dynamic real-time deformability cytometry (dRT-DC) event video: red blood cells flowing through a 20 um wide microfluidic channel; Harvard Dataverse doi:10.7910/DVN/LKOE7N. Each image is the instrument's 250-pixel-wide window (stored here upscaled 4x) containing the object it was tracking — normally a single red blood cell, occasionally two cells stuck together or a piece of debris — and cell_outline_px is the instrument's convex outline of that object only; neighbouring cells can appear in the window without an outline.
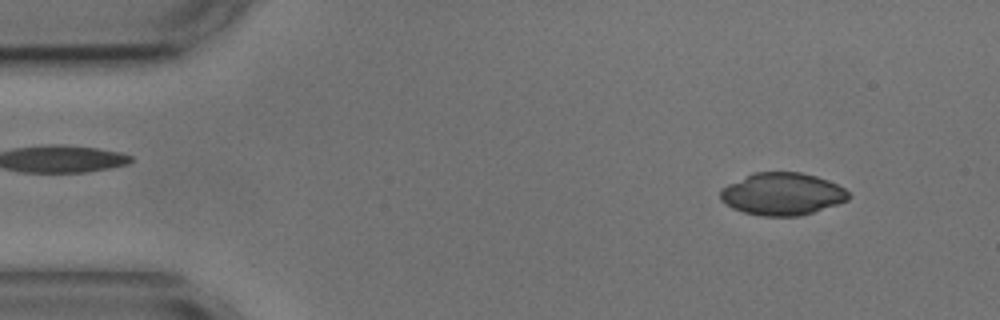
{"species": "common noctule bat (a hibernating species)", "species_latin": "Nyctalus noctula", "temperature_condition": "cold", "stored_images_in_passage": 54, "camera_frame_rate_fps": 3000, "um_per_image_px": 0.085, "animal": {"sex": "male", "body_mass_g": 17.9, "forearm_length_mm": 54.2}, "frame": {"image": 1, "passage_image": 5, "time_ms": 1.333, "image_size_px": [1000, 320], "cell_outline_px": [[852, 196], [848, 200], [800, 216], [760, 216], [744, 212], [732, 208], [720, 200], [720, 188], [752, 172], [800, 172], [816, 176], [828, 180], [844, 188]], "centroid_in_image_um": [66.46, 16.48], "position_along_channel_um": 18.5, "area_um2": 31.73}}
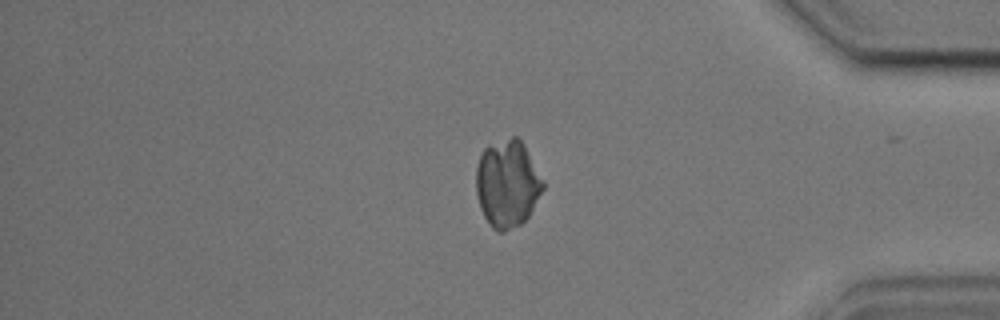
{"frame": {"image": 2, "passage_image": 45, "time_ms": 14.667, "image_size_px": [1000, 320], "cell_outline_px": [[544, 188], [528, 216], [520, 224], [504, 232], [496, 232], [492, 228], [484, 216], [480, 208], [476, 192], [476, 168], [480, 156], [484, 148], [512, 136], [516, 136], [524, 144], [544, 180]], "centroid_in_image_um": [43.12, 15.62], "position_along_channel_um": 392.1, "area_um2": 33.99}}
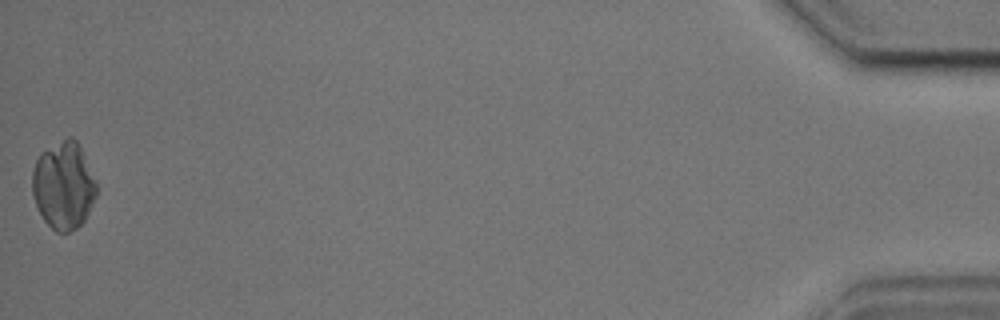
{"frame": {"image": 3, "passage_image": 54, "time_ms": 17.667, "image_size_px": [1000, 320], "cell_outline_px": [[96, 196], [84, 220], [76, 228], [68, 232], [56, 232], [44, 220], [36, 204], [32, 192], [32, 172], [36, 160], [40, 152], [68, 136], [72, 136], [76, 140], [96, 180]], "centroid_in_image_um": [5.39, 15.75], "position_along_channel_um": 429.8, "area_um2": 32.48}}